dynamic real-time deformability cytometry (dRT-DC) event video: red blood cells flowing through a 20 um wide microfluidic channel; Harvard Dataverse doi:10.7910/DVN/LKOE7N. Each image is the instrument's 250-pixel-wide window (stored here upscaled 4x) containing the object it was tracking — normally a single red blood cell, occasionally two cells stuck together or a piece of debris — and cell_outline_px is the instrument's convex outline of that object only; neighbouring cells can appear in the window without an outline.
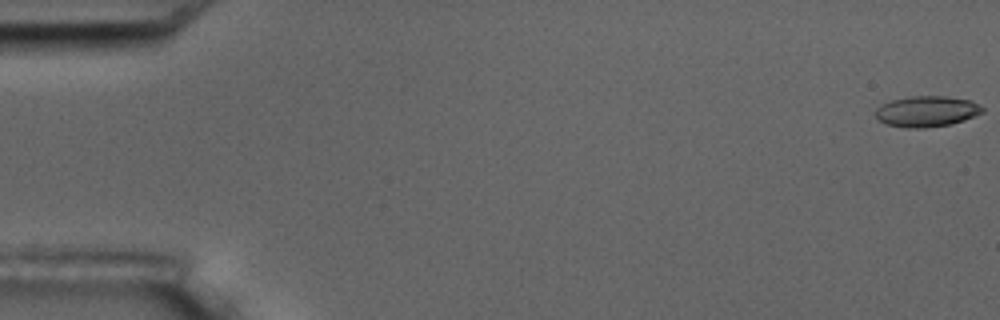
{"species": "common noctule bat (a hibernating species)", "species_latin": "Nyctalus noctula", "temperature_condition": "room temperature", "stored_images_in_passage": 6, "camera_frame_rate_fps": 3000, "um_per_image_px": 0.085, "animal": {"sex": "male", "body_mass_g": 17.5, "forearm_length_mm": 52.3}, "frame": {"image": 1, "passage_image": 1, "time_ms": 0.0, "image_size_px": [1000, 320], "cell_outline_px": [[984, 112], [964, 120], [948, 124], [924, 128], [908, 128], [888, 124], [880, 120], [876, 116], [876, 108], [892, 100], [912, 96], [944, 96], [972, 100], [984, 108]], "centroid_in_image_um": [78.81, 9.46], "position_along_channel_um": 6.2, "area_um2": 18.96}}
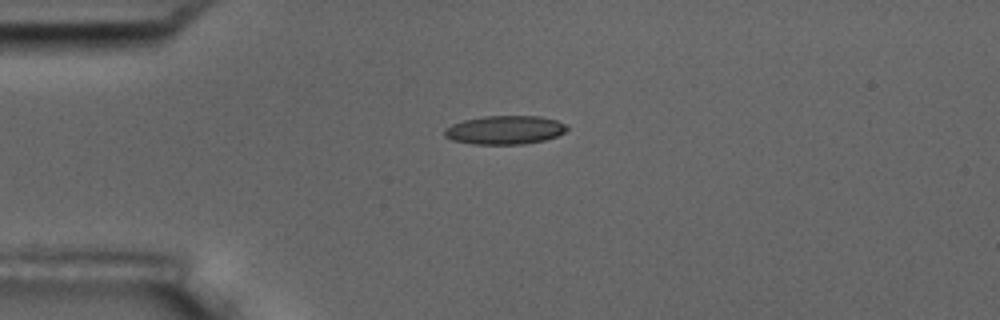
{"frame": {"image": 2, "passage_image": 5, "time_ms": 4.667, "image_size_px": [1000, 320], "cell_outline_px": [[568, 128], [564, 132], [556, 136], [544, 140], [524, 144], [472, 144], [452, 140], [444, 136], [444, 128], [452, 124], [464, 120], [484, 116], [540, 116], [556, 120], [568, 124]], "centroid_in_image_um": [42.91, 11.04], "position_along_channel_um": 42.1, "area_um2": 20.52}}